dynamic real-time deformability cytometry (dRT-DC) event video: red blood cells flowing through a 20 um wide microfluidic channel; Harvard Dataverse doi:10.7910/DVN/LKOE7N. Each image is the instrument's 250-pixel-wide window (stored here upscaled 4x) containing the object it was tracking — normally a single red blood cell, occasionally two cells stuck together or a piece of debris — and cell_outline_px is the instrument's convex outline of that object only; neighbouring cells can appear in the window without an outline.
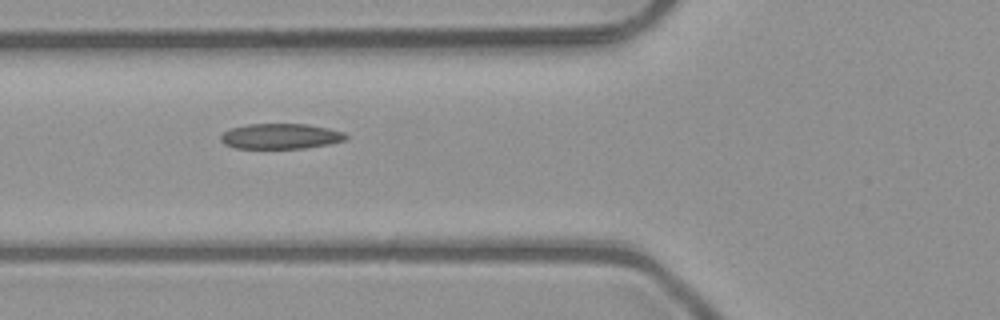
{"species": "common noctule bat (a hibernating species)", "species_latin": "Nyctalus noctula", "temperature_condition": "room temperature", "stored_images_in_passage": 5, "camera_frame_rate_fps": 3000, "um_per_image_px": 0.085, "animal": {"sex": "male", "body_mass_g": 23.1, "forearm_length_mm": 52.7}, "frame": {"image": 1, "passage_image": 2, "time_ms": 0.333, "image_size_px": [1000, 320], "cell_outline_px": [[348, 136], [344, 140], [328, 144], [304, 148], [236, 148], [224, 144], [220, 140], [220, 136], [228, 128], [248, 124], [308, 124], [328, 128], [344, 132]], "centroid_in_image_um": [23.82, 11.57], "position_along_channel_um": 102.0, "area_um2": 18.5}}
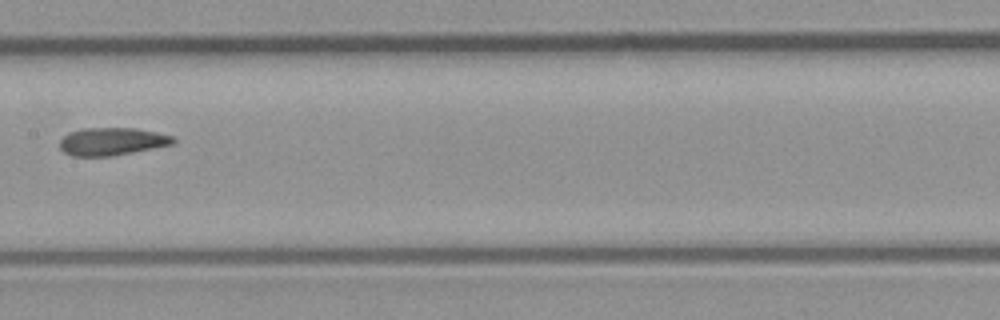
{"frame": {"image": 2, "passage_image": 4, "time_ms": 1.0, "image_size_px": [1000, 320], "cell_outline_px": [[176, 140], [172, 144], [112, 156], [72, 156], [64, 152], [60, 148], [60, 140], [68, 132], [80, 128], [136, 128], [156, 132], [172, 136]], "centroid_in_image_um": [9.47, 12.02], "position_along_channel_um": 197.9, "area_um2": 18.26}}
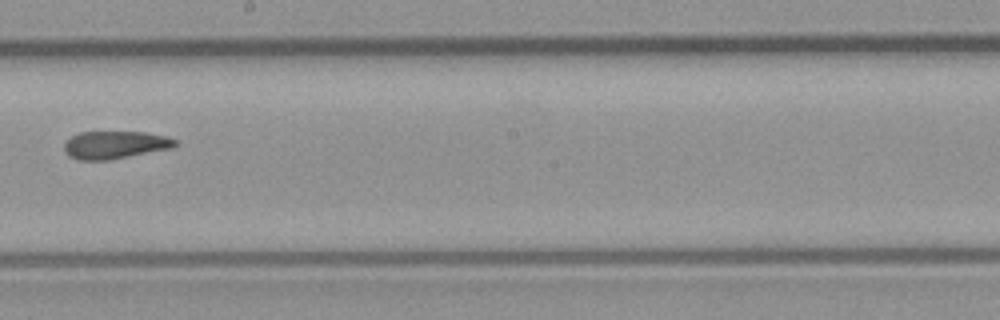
{"frame": {"image": 3, "passage_image": 5, "time_ms": 1.333, "image_size_px": [1000, 320], "cell_outline_px": [[176, 144], [172, 148], [108, 160], [76, 160], [68, 156], [64, 152], [64, 144], [72, 136], [80, 132], [144, 132], [168, 136], [176, 140]], "centroid_in_image_um": [9.75, 12.32], "position_along_channel_um": 238.4, "area_um2": 17.92}}